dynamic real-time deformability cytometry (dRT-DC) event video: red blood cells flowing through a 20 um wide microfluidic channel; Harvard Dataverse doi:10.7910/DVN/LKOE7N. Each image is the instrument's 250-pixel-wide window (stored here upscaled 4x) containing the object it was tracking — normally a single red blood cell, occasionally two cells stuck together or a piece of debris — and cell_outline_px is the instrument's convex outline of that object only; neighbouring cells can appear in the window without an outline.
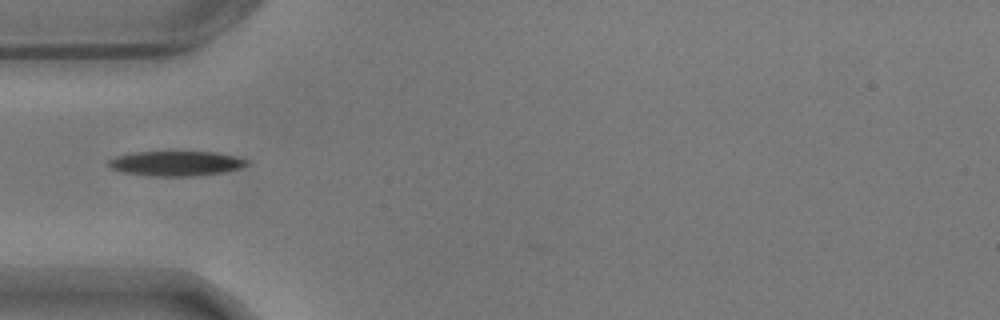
{"species": "common noctule bat (a hibernating species)", "species_latin": "Nyctalus noctula", "temperature_condition": "warm", "stored_images_in_passage": 7, "camera_frame_rate_fps": 3000, "um_per_image_px": 0.085, "animal": {"sex": "male", "body_mass_g": 17.9}, "frame": {"image": 1, "passage_image": 6, "time_ms": 1.667, "image_size_px": [1000, 320], "cell_outline_px": [[252, 164], [240, 168], [220, 172], [192, 176], [156, 176], [120, 172], [112, 168], [108, 164], [108, 160], [116, 156], [132, 152], [216, 152], [248, 160]], "centroid_in_image_um": [14.95, 13.89], "position_along_channel_um": 70.1, "area_um2": 19.88}}